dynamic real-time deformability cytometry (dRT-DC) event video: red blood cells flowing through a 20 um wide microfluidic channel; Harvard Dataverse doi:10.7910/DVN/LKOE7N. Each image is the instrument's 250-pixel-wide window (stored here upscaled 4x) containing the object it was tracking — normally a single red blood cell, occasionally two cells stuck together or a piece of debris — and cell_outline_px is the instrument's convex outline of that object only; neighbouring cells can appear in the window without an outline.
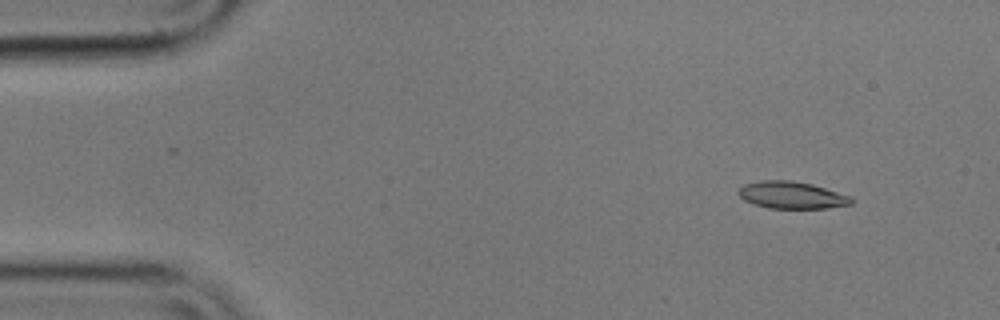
{"species": "common noctule bat (a hibernating species)", "species_latin": "Nyctalus noctula", "temperature_condition": "cold", "stored_images_in_passage": 52, "camera_frame_rate_fps": 3000, "um_per_image_px": 0.085, "animal": {"sex": "male", "body_mass_g": 17.9}, "frame": {"image": 1, "passage_image": 1, "time_ms": 0.0, "image_size_px": [1000, 320], "cell_outline_px": [[852, 204], [828, 208], [768, 208], [752, 204], [744, 200], [736, 192], [744, 184], [760, 180], [792, 180], [812, 184], [852, 196]], "centroid_in_image_um": [67.28, 16.58], "position_along_channel_um": 17.7, "area_um2": 17.98}}
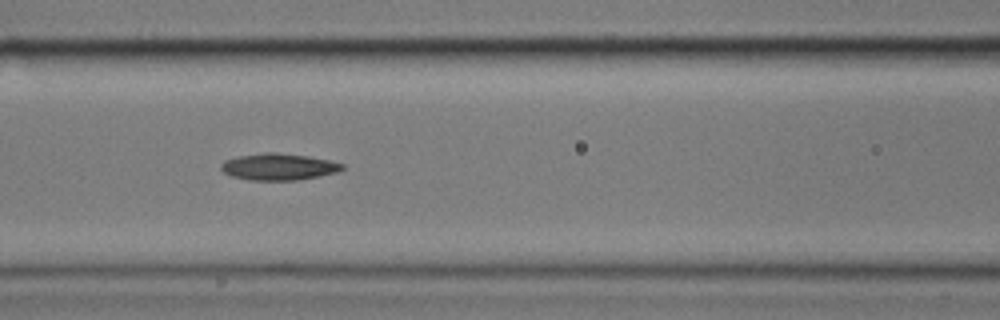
{"frame": {"image": 2, "passage_image": 19, "time_ms": 6.0, "image_size_px": [1000, 320], "cell_outline_px": [[344, 168], [336, 172], [320, 176], [296, 180], [252, 180], [232, 176], [224, 172], [220, 168], [220, 164], [224, 160], [240, 156], [264, 152], [276, 152], [308, 156], [328, 160], [344, 164]], "centroid_in_image_um": [23.67, 14.17], "position_along_channel_um": 142.9, "area_um2": 18.73}}
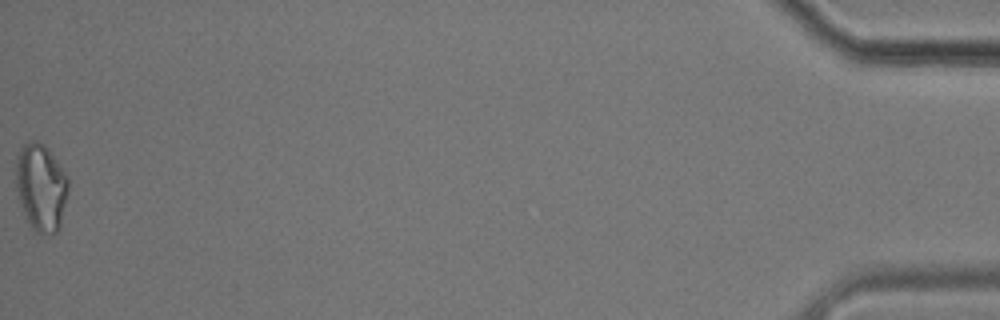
{"frame": {"image": 3, "passage_image": 52, "time_ms": 17.0, "image_size_px": [1000, 320], "cell_outline_px": [[68, 192], [60, 228], [56, 232], [36, 232], [32, 228], [20, 204], [16, 188], [16, 156], [20, 148], [24, 144], [32, 140], [36, 140], [44, 144], [48, 148], [68, 176]], "centroid_in_image_um": [3.49, 15.87], "position_along_channel_um": 431.7, "area_um2": 26.65}}